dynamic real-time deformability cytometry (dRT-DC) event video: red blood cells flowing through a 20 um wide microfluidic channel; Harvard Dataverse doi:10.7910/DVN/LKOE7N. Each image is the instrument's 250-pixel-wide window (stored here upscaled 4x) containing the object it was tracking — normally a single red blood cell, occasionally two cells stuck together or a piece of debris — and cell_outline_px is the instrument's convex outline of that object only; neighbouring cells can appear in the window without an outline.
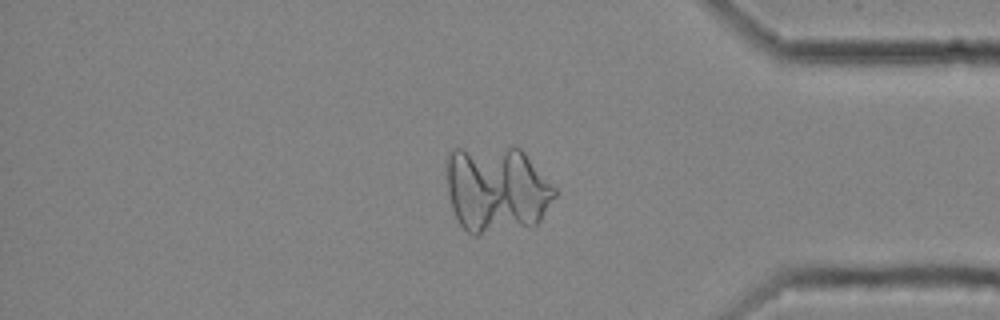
{"species": "common noctule bat (a hibernating species)", "species_latin": "Nyctalus noctula", "temperature_condition": "cold", "stored_images_in_passage": 56, "camera_frame_rate_fps": 3000, "um_per_image_px": 0.085, "animal": {"sex": "female", "body_mass_g": 25.1}, "frame": {"image": 1, "passage_image": 48, "time_ms": 15.667, "image_size_px": [1000, 320], "cell_outline_px": [[556, 196], [540, 220], [536, 224], [480, 236], [476, 236], [468, 232], [460, 224], [452, 208], [448, 192], [444, 160], [448, 152], [452, 148], [512, 144], [520, 148], [524, 152], [556, 188]], "centroid_in_image_um": [42.17, 16.03], "position_along_channel_um": 393.0, "area_um2": 56.18}}